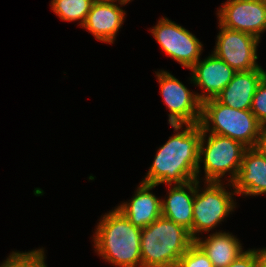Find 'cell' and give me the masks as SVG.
I'll use <instances>...</instances> for the list:
<instances>
[{"label":"cell","mask_w":266,"mask_h":267,"mask_svg":"<svg viewBox=\"0 0 266 267\" xmlns=\"http://www.w3.org/2000/svg\"><path fill=\"white\" fill-rule=\"evenodd\" d=\"M265 75L266 71L261 67L251 71H238L216 99L234 109H250L257 86Z\"/></svg>","instance_id":"15"},{"label":"cell","mask_w":266,"mask_h":267,"mask_svg":"<svg viewBox=\"0 0 266 267\" xmlns=\"http://www.w3.org/2000/svg\"><path fill=\"white\" fill-rule=\"evenodd\" d=\"M93 235L94 250L116 267H142L141 228L116 208L103 215Z\"/></svg>","instance_id":"2"},{"label":"cell","mask_w":266,"mask_h":267,"mask_svg":"<svg viewBox=\"0 0 266 267\" xmlns=\"http://www.w3.org/2000/svg\"><path fill=\"white\" fill-rule=\"evenodd\" d=\"M221 26L259 40L266 30V0H227L217 10Z\"/></svg>","instance_id":"10"},{"label":"cell","mask_w":266,"mask_h":267,"mask_svg":"<svg viewBox=\"0 0 266 267\" xmlns=\"http://www.w3.org/2000/svg\"><path fill=\"white\" fill-rule=\"evenodd\" d=\"M94 0H51L52 11L63 21H80L83 26Z\"/></svg>","instance_id":"18"},{"label":"cell","mask_w":266,"mask_h":267,"mask_svg":"<svg viewBox=\"0 0 266 267\" xmlns=\"http://www.w3.org/2000/svg\"><path fill=\"white\" fill-rule=\"evenodd\" d=\"M206 136L207 133L202 131L199 143L197 180H200V166L203 162L205 182H221V178L229 172L230 179L228 183H232L237 177L242 157L247 147L227 136L211 133H209L208 137Z\"/></svg>","instance_id":"5"},{"label":"cell","mask_w":266,"mask_h":267,"mask_svg":"<svg viewBox=\"0 0 266 267\" xmlns=\"http://www.w3.org/2000/svg\"><path fill=\"white\" fill-rule=\"evenodd\" d=\"M200 181L195 180V197L193 202V239L200 233L210 232L220 224L236 207L235 191L226 190L222 182H204L200 188ZM202 191H201V190ZM233 196V197H232Z\"/></svg>","instance_id":"6"},{"label":"cell","mask_w":266,"mask_h":267,"mask_svg":"<svg viewBox=\"0 0 266 267\" xmlns=\"http://www.w3.org/2000/svg\"><path fill=\"white\" fill-rule=\"evenodd\" d=\"M199 126L207 134L230 137L247 148L258 147L266 133L250 109H234L216 98L202 103Z\"/></svg>","instance_id":"4"},{"label":"cell","mask_w":266,"mask_h":267,"mask_svg":"<svg viewBox=\"0 0 266 267\" xmlns=\"http://www.w3.org/2000/svg\"><path fill=\"white\" fill-rule=\"evenodd\" d=\"M157 185L141 182L135 195L115 208L121 212L134 226L145 228L162 216L161 198L150 192Z\"/></svg>","instance_id":"14"},{"label":"cell","mask_w":266,"mask_h":267,"mask_svg":"<svg viewBox=\"0 0 266 267\" xmlns=\"http://www.w3.org/2000/svg\"><path fill=\"white\" fill-rule=\"evenodd\" d=\"M168 193L162 202V216L189 230L193 238V202L195 180L182 185H169ZM167 198V199H166Z\"/></svg>","instance_id":"16"},{"label":"cell","mask_w":266,"mask_h":267,"mask_svg":"<svg viewBox=\"0 0 266 267\" xmlns=\"http://www.w3.org/2000/svg\"><path fill=\"white\" fill-rule=\"evenodd\" d=\"M195 243L205 252L214 267H227L244 252L239 239L229 232H215L204 240L197 237Z\"/></svg>","instance_id":"17"},{"label":"cell","mask_w":266,"mask_h":267,"mask_svg":"<svg viewBox=\"0 0 266 267\" xmlns=\"http://www.w3.org/2000/svg\"><path fill=\"white\" fill-rule=\"evenodd\" d=\"M190 70V82L203 90L200 94L197 93L202 103L216 98L237 72L214 53L204 60H198Z\"/></svg>","instance_id":"11"},{"label":"cell","mask_w":266,"mask_h":267,"mask_svg":"<svg viewBox=\"0 0 266 267\" xmlns=\"http://www.w3.org/2000/svg\"><path fill=\"white\" fill-rule=\"evenodd\" d=\"M213 53L235 71H251L260 68L257 46L260 40L250 34L231 30L219 24V34Z\"/></svg>","instance_id":"9"},{"label":"cell","mask_w":266,"mask_h":267,"mask_svg":"<svg viewBox=\"0 0 266 267\" xmlns=\"http://www.w3.org/2000/svg\"><path fill=\"white\" fill-rule=\"evenodd\" d=\"M263 152L264 154L266 155V133L263 137V139L261 140V142L259 143V146H258Z\"/></svg>","instance_id":"24"},{"label":"cell","mask_w":266,"mask_h":267,"mask_svg":"<svg viewBox=\"0 0 266 267\" xmlns=\"http://www.w3.org/2000/svg\"><path fill=\"white\" fill-rule=\"evenodd\" d=\"M250 110L266 130V75L257 86Z\"/></svg>","instance_id":"21"},{"label":"cell","mask_w":266,"mask_h":267,"mask_svg":"<svg viewBox=\"0 0 266 267\" xmlns=\"http://www.w3.org/2000/svg\"><path fill=\"white\" fill-rule=\"evenodd\" d=\"M194 242L189 230L161 216L141 229L142 267H177Z\"/></svg>","instance_id":"3"},{"label":"cell","mask_w":266,"mask_h":267,"mask_svg":"<svg viewBox=\"0 0 266 267\" xmlns=\"http://www.w3.org/2000/svg\"><path fill=\"white\" fill-rule=\"evenodd\" d=\"M257 260V267H266V247L262 249H251Z\"/></svg>","instance_id":"23"},{"label":"cell","mask_w":266,"mask_h":267,"mask_svg":"<svg viewBox=\"0 0 266 267\" xmlns=\"http://www.w3.org/2000/svg\"><path fill=\"white\" fill-rule=\"evenodd\" d=\"M237 195L258 196L266 194V155L259 148L244 151L241 167L232 183Z\"/></svg>","instance_id":"12"},{"label":"cell","mask_w":266,"mask_h":267,"mask_svg":"<svg viewBox=\"0 0 266 267\" xmlns=\"http://www.w3.org/2000/svg\"><path fill=\"white\" fill-rule=\"evenodd\" d=\"M115 3L94 1L82 26L100 42L113 44L124 23L126 12Z\"/></svg>","instance_id":"13"},{"label":"cell","mask_w":266,"mask_h":267,"mask_svg":"<svg viewBox=\"0 0 266 267\" xmlns=\"http://www.w3.org/2000/svg\"><path fill=\"white\" fill-rule=\"evenodd\" d=\"M164 103L169 109L168 124H199L202 102L166 70L156 72Z\"/></svg>","instance_id":"7"},{"label":"cell","mask_w":266,"mask_h":267,"mask_svg":"<svg viewBox=\"0 0 266 267\" xmlns=\"http://www.w3.org/2000/svg\"><path fill=\"white\" fill-rule=\"evenodd\" d=\"M94 1L116 2V3L120 4V6H123V5H126L129 3L126 0H94Z\"/></svg>","instance_id":"25"},{"label":"cell","mask_w":266,"mask_h":267,"mask_svg":"<svg viewBox=\"0 0 266 267\" xmlns=\"http://www.w3.org/2000/svg\"><path fill=\"white\" fill-rule=\"evenodd\" d=\"M227 267H257V260L254 252L250 249L244 251Z\"/></svg>","instance_id":"22"},{"label":"cell","mask_w":266,"mask_h":267,"mask_svg":"<svg viewBox=\"0 0 266 267\" xmlns=\"http://www.w3.org/2000/svg\"><path fill=\"white\" fill-rule=\"evenodd\" d=\"M177 267H214L205 252L194 242L180 257Z\"/></svg>","instance_id":"20"},{"label":"cell","mask_w":266,"mask_h":267,"mask_svg":"<svg viewBox=\"0 0 266 267\" xmlns=\"http://www.w3.org/2000/svg\"><path fill=\"white\" fill-rule=\"evenodd\" d=\"M175 134L156 152L154 161L142 180L148 184L182 185L197 179L199 143L202 129L199 124H170ZM185 126V127H184ZM180 131L181 129H183Z\"/></svg>","instance_id":"1"},{"label":"cell","mask_w":266,"mask_h":267,"mask_svg":"<svg viewBox=\"0 0 266 267\" xmlns=\"http://www.w3.org/2000/svg\"><path fill=\"white\" fill-rule=\"evenodd\" d=\"M43 248L28 252L12 251L0 267H47Z\"/></svg>","instance_id":"19"},{"label":"cell","mask_w":266,"mask_h":267,"mask_svg":"<svg viewBox=\"0 0 266 267\" xmlns=\"http://www.w3.org/2000/svg\"><path fill=\"white\" fill-rule=\"evenodd\" d=\"M150 32L163 51L183 67L190 69L200 60L203 45L183 26L163 17Z\"/></svg>","instance_id":"8"}]
</instances>
